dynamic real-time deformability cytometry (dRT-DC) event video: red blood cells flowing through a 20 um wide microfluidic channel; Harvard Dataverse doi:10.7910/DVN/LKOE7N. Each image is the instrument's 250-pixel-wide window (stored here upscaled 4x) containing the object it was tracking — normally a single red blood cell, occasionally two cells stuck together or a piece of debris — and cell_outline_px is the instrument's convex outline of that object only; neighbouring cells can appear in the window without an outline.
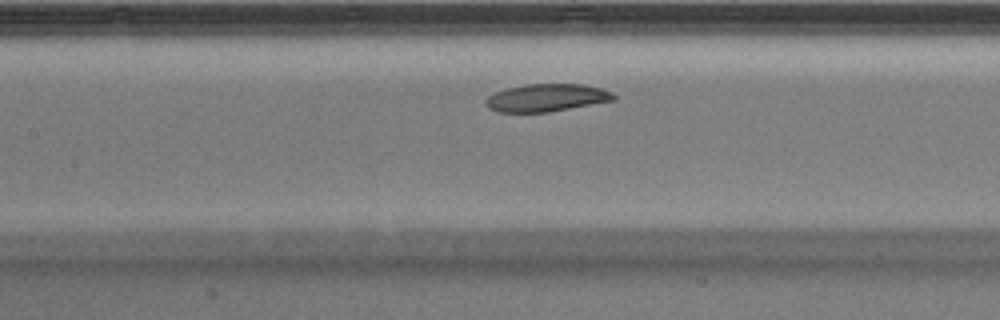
{"species": "Egyptian fruit bat (a non-hibernating species)", "species_latin": "Rousettus aegyptiacus", "temperature_condition": "warm", "stored_images_in_passage": 23, "camera_frame_rate_fps": 3000, "um_per_image_px": 0.085, "animal": {"sex": "male"}, "frame": {"image": 1, "passage_image": 7, "time_ms": 2.0, "image_size_px": [1000, 320], "cell_outline_px": [[616, 100], [548, 112], [496, 112], [488, 108], [488, 96], [496, 92], [508, 88], [528, 84], [584, 84], [600, 88], [612, 92], [616, 96]], "centroid_in_image_um": [46.51, 8.31], "position_along_channel_um": 160.9, "area_um2": 20.4}}